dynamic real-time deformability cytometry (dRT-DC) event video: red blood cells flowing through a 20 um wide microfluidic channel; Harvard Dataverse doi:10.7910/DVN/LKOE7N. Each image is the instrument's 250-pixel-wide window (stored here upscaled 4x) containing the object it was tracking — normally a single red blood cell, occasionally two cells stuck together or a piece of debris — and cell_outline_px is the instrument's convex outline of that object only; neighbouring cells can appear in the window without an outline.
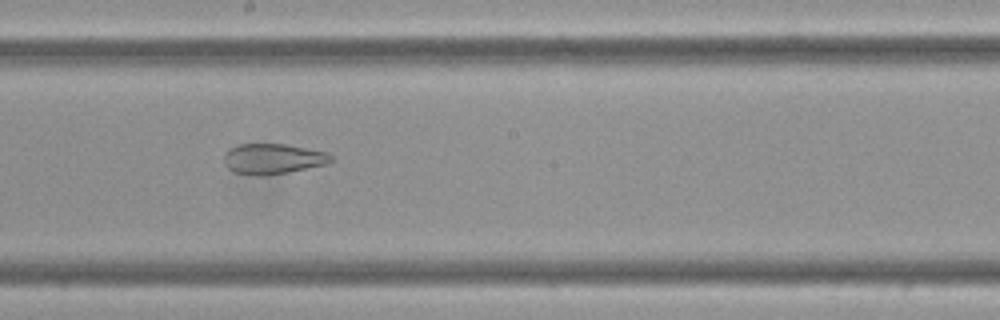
{"species": "Egyptian fruit bat (a non-hibernating species)", "species_latin": "Rousettus aegyptiacus", "temperature_condition": "cold", "stored_images_in_passage": 45, "camera_frame_rate_fps": 3000, "um_per_image_px": 0.085, "frame": {"image": 1, "passage_image": 19, "time_ms": 6.0, "image_size_px": [1000, 320], "cell_outline_px": [[332, 160], [328, 164], [288, 172], [260, 176], [252, 176], [236, 172], [228, 168], [224, 160], [224, 156], [232, 148], [240, 144], [288, 144], [328, 152], [332, 156]], "centroid_in_image_um": [23.25, 13.5], "position_along_channel_um": 225.0, "area_um2": 18.9}}
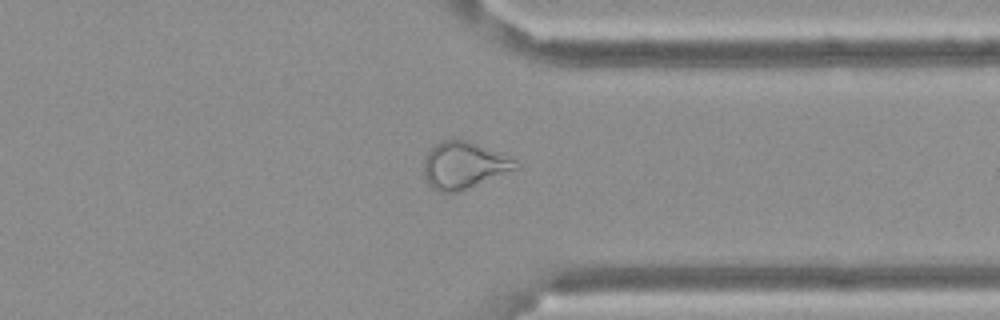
{"frame": {"image": 2, "passage_image": 32, "time_ms": 10.333, "image_size_px": [1000, 320], "cell_outline_px": [[520, 168], [456, 192], [440, 192], [432, 188], [428, 184], [424, 176], [424, 160], [428, 152], [436, 144], [444, 140], [464, 140], [476, 144], [516, 160], [520, 164]], "centroid_in_image_um": [39.41, 14.07], "position_along_channel_um": 372.0, "area_um2": 24.57}}
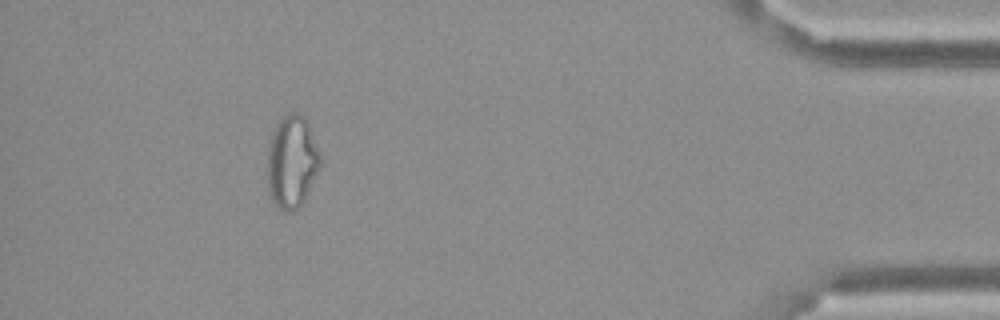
{"frame": {"image": 3, "passage_image": 40, "time_ms": 13.0, "image_size_px": [1000, 320], "cell_outline_px": [[320, 168], [304, 200], [292, 212], [288, 212], [276, 208], [268, 188], [268, 148], [276, 124], [288, 112], [300, 112], [308, 120], [320, 152]], "centroid_in_image_um": [24.83, 13.72], "position_along_channel_um": 410.4, "area_um2": 28.61}, "authors_computed_cell_mechanics": {"area_um2": 24.565, "velocity_mm_per_s": 3.4234, "shape_relaxation_time_tau1_ms": null, "shape_relaxation_time_tau2_ms": 2.6346, "deformation_change_tau1": null, "deformation_change_tau2": 0.1052}}